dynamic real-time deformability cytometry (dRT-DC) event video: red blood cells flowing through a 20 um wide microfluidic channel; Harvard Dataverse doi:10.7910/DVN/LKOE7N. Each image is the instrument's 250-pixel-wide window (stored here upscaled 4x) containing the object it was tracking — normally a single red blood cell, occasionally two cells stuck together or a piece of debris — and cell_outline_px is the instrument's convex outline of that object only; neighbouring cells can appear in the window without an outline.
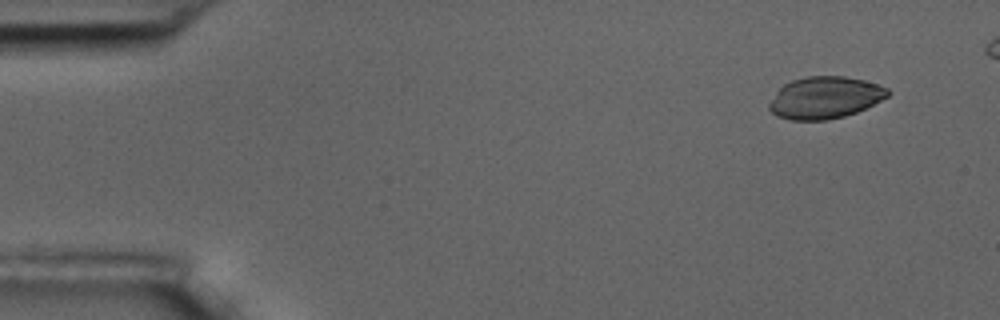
{"species": "common noctule bat (a hibernating species)", "species_latin": "Nyctalus noctula", "temperature_condition": "room temperature", "stored_images_in_passage": 48, "camera_frame_rate_fps": 3000, "um_per_image_px": 0.085, "animal": {"sex": "male", "body_mass_g": 17.5, "forearm_length_mm": 52.3}, "frame": {"image": 1, "passage_image": 1, "time_ms": 0.0, "image_size_px": [1000, 320], "cell_outline_px": [[892, 92], [888, 96], [856, 112], [844, 116], [828, 120], [792, 120], [776, 116], [768, 108], [768, 104], [776, 92], [784, 84], [792, 80], [808, 76], [844, 76], [864, 80], [888, 88]], "centroid_in_image_um": [70.1, 8.3], "position_along_channel_um": 14.9, "area_um2": 28.9}}
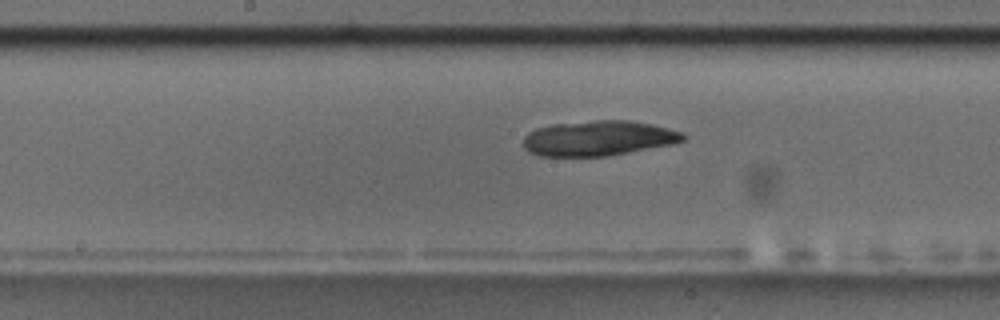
{"frame": {"image": 2, "passage_image": 25, "time_ms": 8.0, "image_size_px": [1000, 320], "cell_outline_px": [[688, 136], [684, 140], [672, 144], [608, 156], [540, 156], [528, 152], [524, 148], [524, 136], [528, 132], [536, 128], [552, 124], [592, 120], [632, 120], [652, 124], [684, 132]], "centroid_in_image_um": [50.87, 11.74], "position_along_channel_um": 197.3, "area_um2": 33.0}}
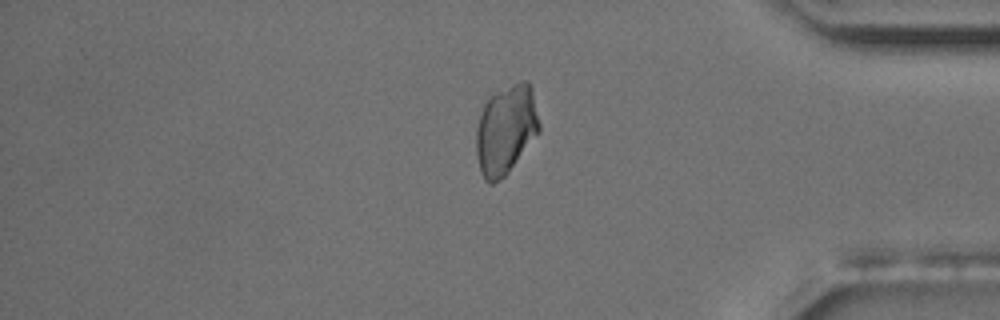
{"frame": {"image": 3, "passage_image": 43, "time_ms": 14.0, "image_size_px": [1000, 320], "cell_outline_px": [[540, 132], [508, 172], [504, 176], [492, 184], [488, 184], [484, 180], [480, 172], [476, 152], [476, 128], [488, 92], [520, 80], [528, 80], [532, 88], [540, 124]], "centroid_in_image_um": [42.99, 10.96], "position_along_channel_um": 392.2, "area_um2": 33.52}}